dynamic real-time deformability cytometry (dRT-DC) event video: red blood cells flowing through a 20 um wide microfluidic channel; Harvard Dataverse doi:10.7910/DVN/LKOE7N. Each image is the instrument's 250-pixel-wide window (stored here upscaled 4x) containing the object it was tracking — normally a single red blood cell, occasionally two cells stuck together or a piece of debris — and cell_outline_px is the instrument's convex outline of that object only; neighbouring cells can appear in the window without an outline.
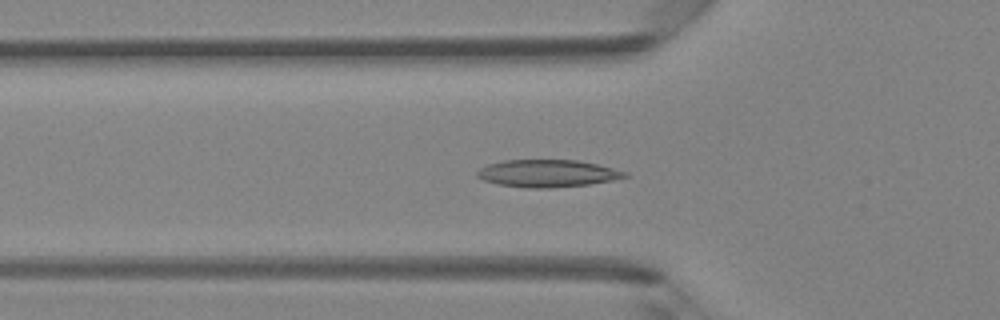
{"species": "Egyptian fruit bat (a non-hibernating species)", "species_latin": "Rousettus aegyptiacus", "temperature_condition": "room temperature", "stored_images_in_passage": 48, "camera_frame_rate_fps": 3000, "um_per_image_px": 0.085, "animal": {"sex": "female"}, "frame": {"image": 1, "passage_image": 16, "time_ms": 5.0, "image_size_px": [1000, 320], "cell_outline_px": [[628, 176], [612, 180], [588, 184], [548, 188], [524, 188], [496, 184], [484, 180], [476, 176], [476, 172], [480, 168], [488, 164], [504, 160], [576, 160], [596, 164], [628, 172]], "centroid_in_image_um": [46.49, 14.74], "position_along_channel_um": 79.3, "area_um2": 23.47}}
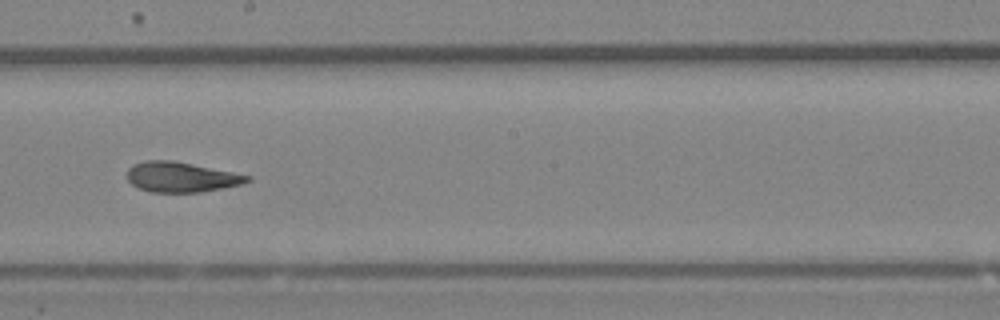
{"frame": {"image": 2, "passage_image": 27, "time_ms": 8.667, "image_size_px": [1000, 320], "cell_outline_px": [[252, 180], [240, 184], [200, 192], [152, 192], [140, 188], [132, 184], [128, 180], [128, 168], [132, 164], [144, 160], [172, 160], [252, 176]], "centroid_in_image_um": [15.37, 15.04], "position_along_channel_um": 232.8, "area_um2": 20.87}}
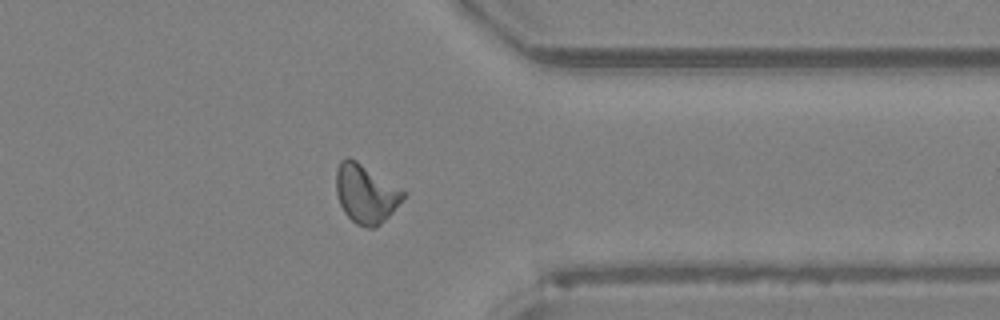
{"frame": {"image": 3, "passage_image": 38, "time_ms": 12.333, "image_size_px": [1000, 320], "cell_outline_px": [[408, 196], [376, 228], [368, 228], [356, 224], [344, 212], [340, 204], [336, 192], [336, 168], [340, 160], [348, 156], [356, 160], [408, 192]], "centroid_in_image_um": [31.12, 16.45], "position_along_channel_um": 380.3, "area_um2": 23.29}, "authors_computed_cell_mechanics": {"area_um2": 22.0796, "velocity_mm_per_s": 4.1923, "shape_relaxation_time_tau1_ms": 7.6822, "shape_relaxation_time_tau2_ms": 1.8778, "deformation_change_tau1": 0.2009, "deformation_change_tau2": 0.0886}}